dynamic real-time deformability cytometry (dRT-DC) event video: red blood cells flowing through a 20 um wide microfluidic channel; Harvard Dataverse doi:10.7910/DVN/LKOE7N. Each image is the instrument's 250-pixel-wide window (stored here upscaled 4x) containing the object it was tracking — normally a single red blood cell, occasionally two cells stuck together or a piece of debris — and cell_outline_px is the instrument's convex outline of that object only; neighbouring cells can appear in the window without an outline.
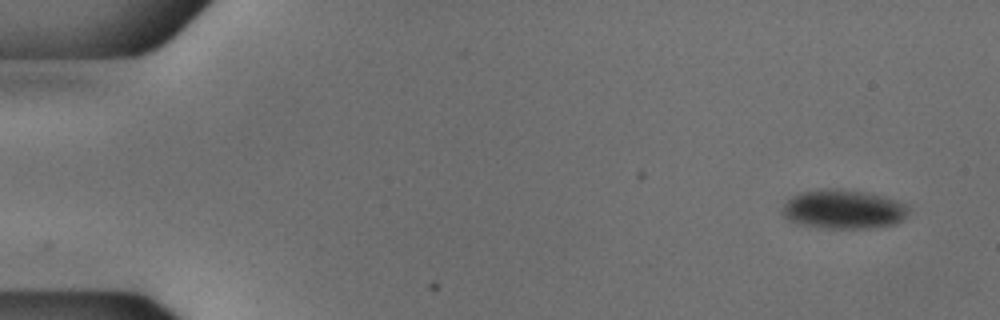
{"species": "common noctule bat (a hibernating species)", "species_latin": "Nyctalus noctula", "temperature_condition": "cold", "stored_images_in_passage": 51, "camera_frame_rate_fps": 3000, "um_per_image_px": 0.085, "animal": {"sex": "male", "body_mass_g": 18.8}, "frame": {"image": 1, "passage_image": 1, "time_ms": 0.0, "image_size_px": [1000, 320], "cell_outline_px": [[908, 212], [896, 224], [868, 228], [828, 228], [800, 224], [788, 220], [780, 212], [784, 204], [792, 196], [800, 192], [824, 188], [840, 188], [868, 192], [884, 196], [896, 200], [904, 204], [908, 208]], "centroid_in_image_um": [71.66, 17.77], "position_along_channel_um": 13.3, "area_um2": 28.84}}
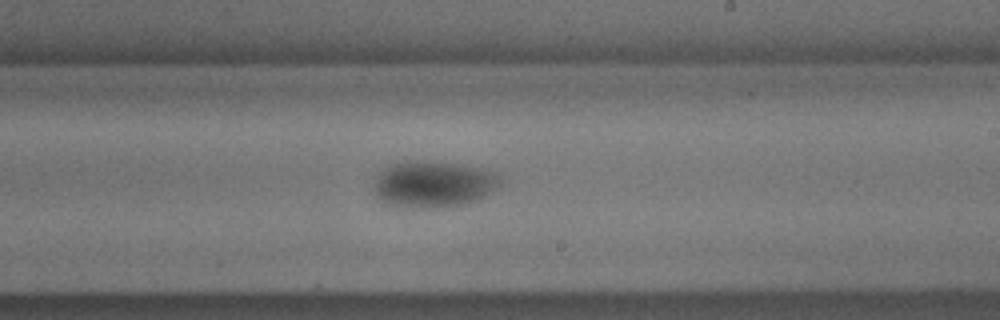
{"frame": {"image": 2, "passage_image": 30, "time_ms": 9.667, "image_size_px": [1000, 320], "cell_outline_px": [[500, 188], [476, 200], [464, 204], [436, 208], [396, 208], [384, 204], [376, 200], [376, 176], [388, 164], [416, 160], [460, 164], [484, 168], [496, 172], [500, 176]], "centroid_in_image_um": [36.83, 15.67], "position_along_channel_um": 252.2, "area_um2": 34.91}}
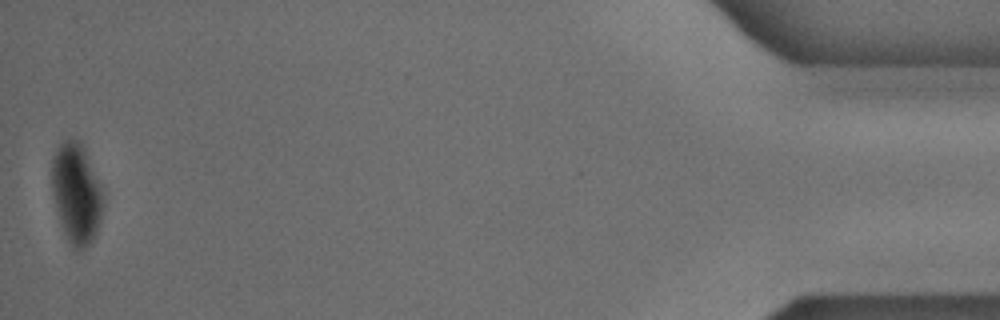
{"frame": {"image": 3, "passage_image": 51, "time_ms": 16.667, "image_size_px": [1000, 320], "cell_outline_px": [[104, 204], [96, 236], [84, 248], [72, 248], [68, 240], [56, 204], [52, 188], [52, 156], [56, 148], [68, 136], [72, 136], [80, 140], [104, 188]], "centroid_in_image_um": [6.54, 16.34], "position_along_channel_um": 428.7, "area_um2": 30.11}}